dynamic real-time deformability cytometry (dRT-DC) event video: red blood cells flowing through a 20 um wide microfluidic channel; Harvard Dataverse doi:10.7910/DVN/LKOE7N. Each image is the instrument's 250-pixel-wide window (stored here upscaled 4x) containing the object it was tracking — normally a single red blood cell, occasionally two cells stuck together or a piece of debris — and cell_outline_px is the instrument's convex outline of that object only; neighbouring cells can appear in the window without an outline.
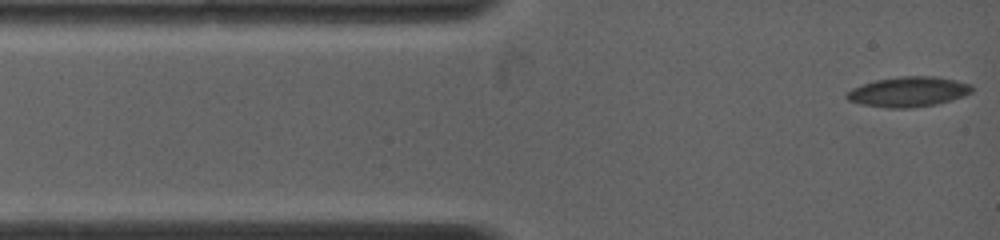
{"species": "common noctule bat (a hibernating species)", "species_latin": "Nyctalus noctula", "temperature_condition": "warm", "stored_images_in_passage": 52, "camera_frame_rate_fps": 4500, "um_per_image_px": 0.085, "animal": {"sex": "female", "body_mass_g": 19.0, "forearm_length_mm": 53.3}, "frame": {"image": 1, "passage_image": 1, "time_ms": 0.0, "image_size_px": [1000, 240], "cell_outline_px": [[972, 92], [964, 96], [952, 100], [936, 104], [912, 108], [888, 108], [860, 104], [848, 100], [844, 96], [844, 92], [852, 88], [876, 80], [900, 76], [936, 76], [956, 80], [972, 84]], "centroid_in_image_um": [77.21, 7.8], "position_along_channel_um": 7.8, "area_um2": 22.14}}
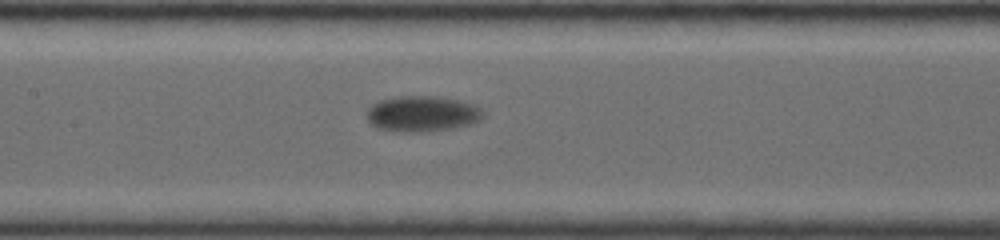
{"frame": {"image": 2, "passage_image": 31, "time_ms": 5.778, "image_size_px": [1000, 240], "cell_outline_px": [[484, 116], [480, 120], [468, 124], [452, 128], [420, 132], [400, 132], [376, 128], [368, 120], [368, 108], [372, 104], [380, 100], [400, 96], [436, 96], [476, 104], [484, 112]], "centroid_in_image_um": [35.89, 9.67], "position_along_channel_um": 171.5, "area_um2": 24.16}}
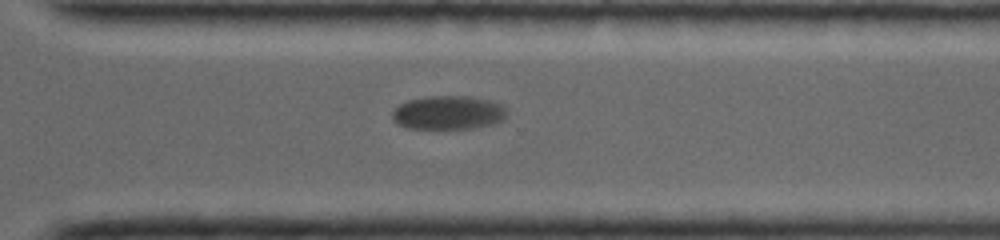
{"frame": {"image": 3, "passage_image": 52, "time_ms": 10.222, "image_size_px": [1000, 240], "cell_outline_px": [[504, 116], [500, 120], [492, 124], [472, 128], [408, 128], [392, 120], [392, 112], [400, 104], [408, 100], [428, 96], [468, 96], [488, 100], [500, 104], [504, 108]], "centroid_in_image_um": [38.05, 9.56], "position_along_channel_um": 332.6, "area_um2": 22.08}}